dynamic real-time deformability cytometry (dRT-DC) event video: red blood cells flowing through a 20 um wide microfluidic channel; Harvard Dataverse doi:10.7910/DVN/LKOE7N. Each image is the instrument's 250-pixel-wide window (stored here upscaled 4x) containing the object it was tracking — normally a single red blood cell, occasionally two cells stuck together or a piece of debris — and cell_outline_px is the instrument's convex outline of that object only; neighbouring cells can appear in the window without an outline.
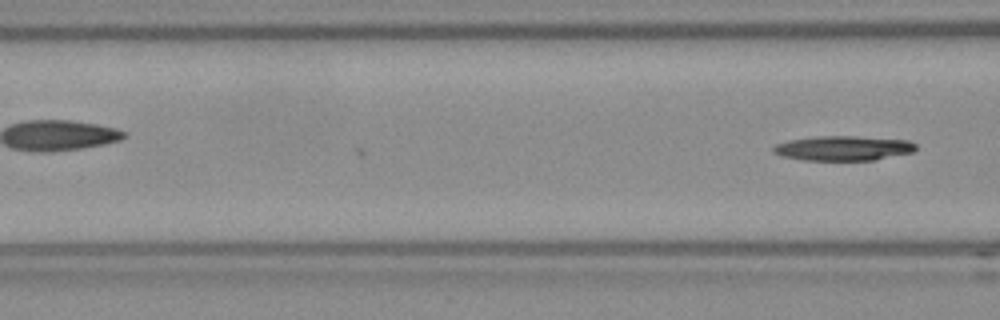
{"species": "Egyptian fruit bat (a non-hibernating species)", "species_latin": "Rousettus aegyptiacus", "temperature_condition": "room temperature", "stored_images_in_passage": 6, "camera_frame_rate_fps": 3000, "um_per_image_px": 0.085, "frame": {"image": 1, "passage_image": 6, "time_ms": 1.667, "image_size_px": [1000, 320], "cell_outline_px": [[916, 148], [912, 152], [876, 160], [804, 160], [780, 156], [772, 152], [772, 148], [776, 144], [788, 140], [816, 136], [856, 136], [908, 140], [916, 144]], "centroid_in_image_um": [71.65, 12.59], "position_along_channel_um": 95.0, "area_um2": 20.63}}